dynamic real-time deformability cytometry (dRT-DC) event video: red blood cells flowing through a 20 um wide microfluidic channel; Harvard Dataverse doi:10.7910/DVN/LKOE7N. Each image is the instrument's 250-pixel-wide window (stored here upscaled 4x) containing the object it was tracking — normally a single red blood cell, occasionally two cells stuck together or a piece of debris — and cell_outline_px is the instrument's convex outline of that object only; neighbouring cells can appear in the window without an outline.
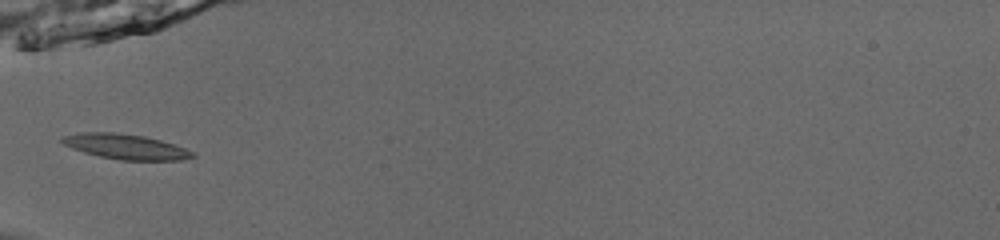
{"species": "common noctule bat (a hibernating species)", "species_latin": "Nyctalus noctula", "temperature_condition": "room temperature", "stored_images_in_passage": 33, "camera_frame_rate_fps": 3000, "um_per_image_px": 0.085, "animal": {"sex": "male", "body_mass_g": 13.0, "forearm_length_mm": 53.1}, "frame": {"image": 1, "passage_image": 1, "time_ms": 0.0, "image_size_px": [1000, 240], "cell_outline_px": [[196, 156], [180, 160], [120, 160], [100, 156], [84, 152], [72, 148], [64, 144], [60, 140], [60, 136], [80, 132], [116, 132], [144, 136], [160, 140], [196, 152]], "centroid_in_image_um": [10.66, 12.46], "position_along_channel_um": 74.3, "area_um2": 19.07}}
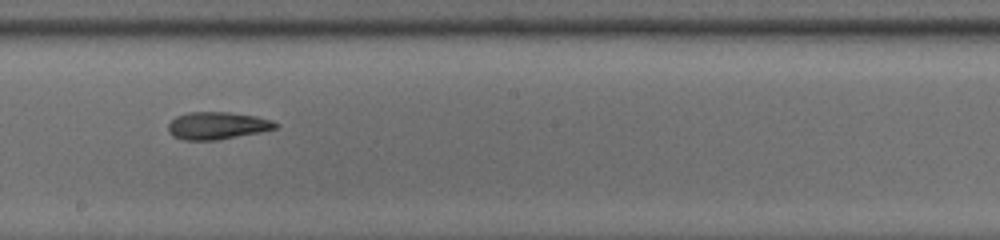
{"frame": {"image": 2, "passage_image": 13, "time_ms": 4.0, "image_size_px": [1000, 240], "cell_outline_px": [[280, 124], [276, 128], [260, 132], [216, 140], [184, 140], [172, 136], [168, 132], [168, 124], [176, 116], [188, 112], [228, 112], [256, 116], [272, 120]], "centroid_in_image_um": [18.45, 10.67], "position_along_channel_um": 229.7, "area_um2": 17.17}}
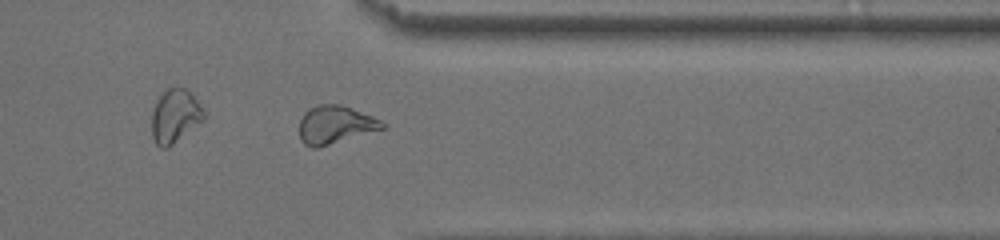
{"frame": {"image": 3, "passage_image": 25, "time_ms": 8.0, "image_size_px": [1000, 240], "cell_outline_px": [[384, 128], [316, 148], [312, 148], [304, 144], [300, 140], [300, 120], [304, 112], [316, 104], [340, 104], [372, 116], [380, 120], [384, 124]], "centroid_in_image_um": [28.44, 10.59], "position_along_channel_um": 383.0, "area_um2": 18.09}, "authors_computed_cell_mechanics": {"area_um2": 17.5134, "velocity_mm_per_s": 3.8669, "shape_relaxation_time_tau1_ms": 2.8589, "shape_relaxation_time_tau2_ms": 3.272, "deformation_change_tau1": 0.1331, "deformation_change_tau2": 0.1214}}